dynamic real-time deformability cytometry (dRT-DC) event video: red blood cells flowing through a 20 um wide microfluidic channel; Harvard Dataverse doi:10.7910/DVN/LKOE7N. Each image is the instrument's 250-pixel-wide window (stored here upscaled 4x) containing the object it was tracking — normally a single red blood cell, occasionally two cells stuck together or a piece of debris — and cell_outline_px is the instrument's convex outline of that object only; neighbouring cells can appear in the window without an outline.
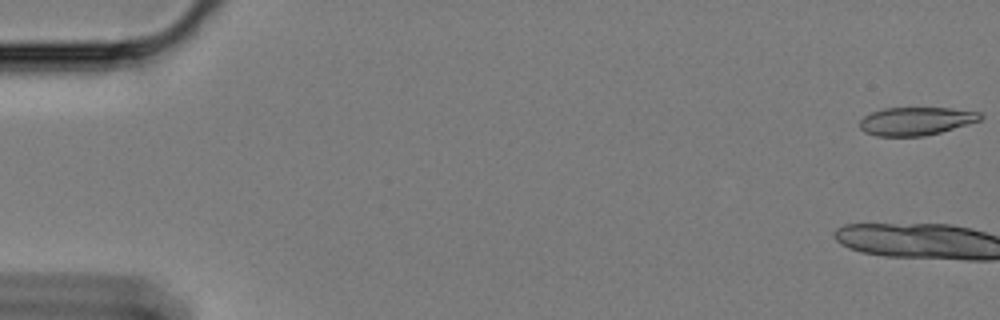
{"species": "Egyptian fruit bat (a non-hibernating species)", "species_latin": "Rousettus aegyptiacus", "temperature_condition": "cold", "stored_images_in_passage": 16, "camera_frame_rate_fps": 3000, "um_per_image_px": 0.085, "animal": {"sex": "female"}, "frame": {"image": 1, "passage_image": 1, "time_ms": 0.0, "image_size_px": [1000, 320], "cell_outline_px": [[984, 116], [980, 120], [940, 132], [924, 136], [876, 136], [864, 132], [860, 128], [860, 120], [864, 116], [872, 112], [884, 108], [952, 108], [980, 112]], "centroid_in_image_um": [77.85, 10.29], "position_along_channel_um": 7.2, "area_um2": 19.71}}